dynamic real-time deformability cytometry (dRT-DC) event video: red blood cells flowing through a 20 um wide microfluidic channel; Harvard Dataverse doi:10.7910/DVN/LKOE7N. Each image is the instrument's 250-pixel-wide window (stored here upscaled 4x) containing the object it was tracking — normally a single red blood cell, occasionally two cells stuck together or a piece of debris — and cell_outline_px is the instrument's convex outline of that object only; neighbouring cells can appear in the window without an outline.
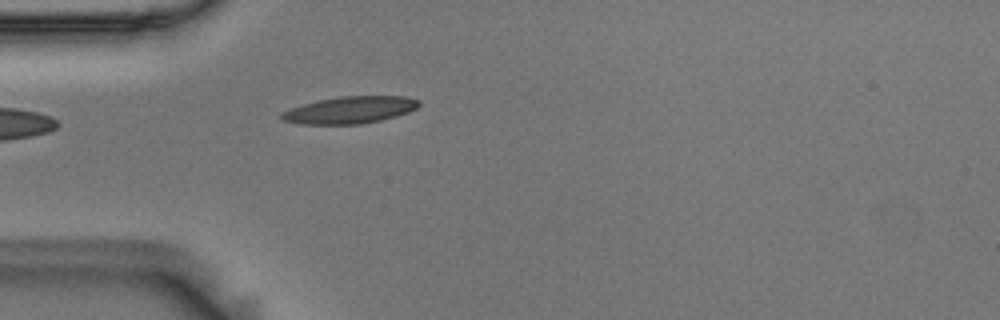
{"species": "Egyptian fruit bat (a non-hibernating species)", "species_latin": "Rousettus aegyptiacus", "temperature_condition": "room temperature", "stored_images_in_passage": 2, "camera_frame_rate_fps": 3000, "um_per_image_px": 0.085, "animal": {"sex": "male"}, "frame": {"image": 1, "passage_image": 2, "time_ms": 0.333, "image_size_px": [1000, 320], "cell_outline_px": [[420, 104], [416, 108], [408, 112], [396, 116], [380, 120], [360, 124], [300, 124], [284, 120], [280, 116], [280, 112], [304, 104], [320, 100], [340, 96], [408, 96], [420, 100]], "centroid_in_image_um": [29.78, 9.34], "position_along_channel_um": 55.2, "area_um2": 21.5}}